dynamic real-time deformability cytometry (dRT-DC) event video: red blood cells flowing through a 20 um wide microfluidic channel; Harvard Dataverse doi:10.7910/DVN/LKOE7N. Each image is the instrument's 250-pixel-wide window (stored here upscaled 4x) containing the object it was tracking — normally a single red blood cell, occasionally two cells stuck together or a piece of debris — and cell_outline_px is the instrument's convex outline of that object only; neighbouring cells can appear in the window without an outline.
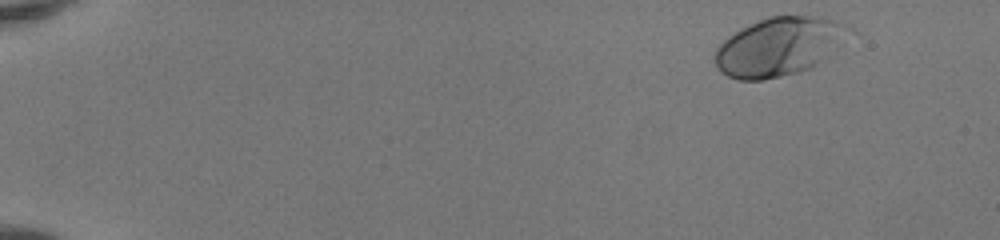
{"species": "human", "species_latin": "Homo sapiens", "temperature_condition": "room temperature", "stored_images_in_passage": 48, "camera_frame_rate_fps": 3000, "um_per_image_px": 0.085, "donor": {"sex": "female"}, "frame": {"image": 1, "passage_image": 2, "time_ms": 0.333, "image_size_px": [1000, 240], "cell_outline_px": [[852, 32], [828, 60], [812, 68], [764, 80], [740, 80], [728, 76], [720, 72], [716, 64], [716, 48], [728, 36], [768, 16], [820, 16], [832, 20], [852, 28]], "centroid_in_image_um": [66.28, 3.97], "position_along_channel_um": 18.7, "area_um2": 45.72}}
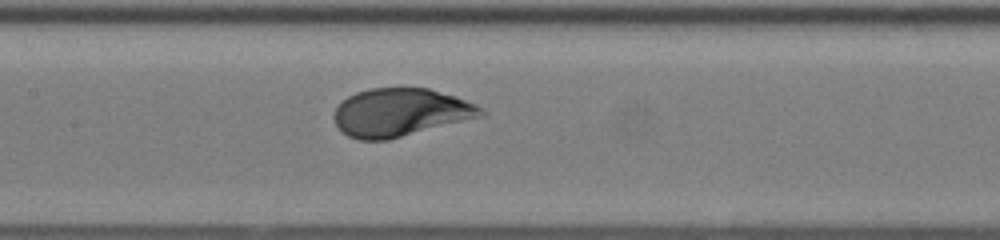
{"frame": {"image": 2, "passage_image": 24, "time_ms": 7.667, "image_size_px": [1000, 240], "cell_outline_px": [[488, 112], [484, 116], [388, 140], [360, 140], [348, 136], [340, 132], [332, 116], [336, 108], [348, 96], [356, 92], [368, 88], [428, 88], [456, 96], [476, 104], [484, 108]], "centroid_in_image_um": [34.05, 9.56], "position_along_channel_um": 173.3, "area_um2": 41.44}}
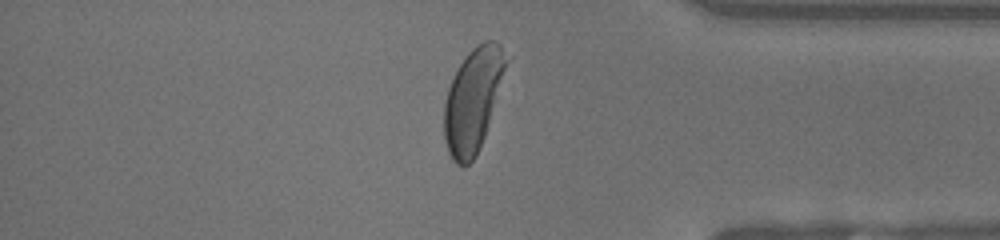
{"frame": {"image": 3, "passage_image": 41, "time_ms": 13.333, "image_size_px": [1000, 240], "cell_outline_px": [[512, 56], [484, 136], [476, 156], [468, 164], [456, 164], [452, 160], [448, 152], [444, 140], [444, 104], [448, 88], [452, 76], [468, 52], [476, 44], [484, 40], [496, 40]], "centroid_in_image_um": [40.24, 8.41], "position_along_channel_um": 395.0, "area_um2": 37.97}, "authors_computed_cell_mechanics": {"area_um2": 42.2807, "velocity_mm_per_s": 4.1171, "shape_relaxation_time_tau1_ms": 2.5074, "shape_relaxation_time_tau2_ms": null, "deformation_change_tau1": 0.1682, "deformation_change_tau2": null}}